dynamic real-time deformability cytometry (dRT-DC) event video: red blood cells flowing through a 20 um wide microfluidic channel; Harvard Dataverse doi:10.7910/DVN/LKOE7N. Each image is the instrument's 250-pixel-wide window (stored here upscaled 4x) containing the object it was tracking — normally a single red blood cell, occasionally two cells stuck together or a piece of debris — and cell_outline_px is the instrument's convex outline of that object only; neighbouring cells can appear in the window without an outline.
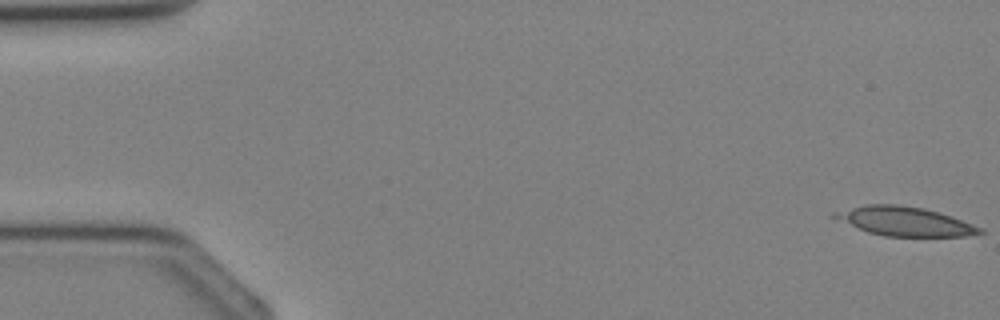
{"species": "Egyptian fruit bat (a non-hibernating species)", "species_latin": "Rousettus aegyptiacus", "temperature_condition": "cold", "stored_images_in_passage": 36, "camera_frame_rate_fps": 3000, "um_per_image_px": 0.085, "animal": {"sex": "female"}, "frame": {"image": 1, "passage_image": 1, "time_ms": 0.0, "image_size_px": [1000, 320], "cell_outline_px": [[984, 232], [964, 236], [884, 236], [868, 232], [832, 216], [832, 212], [864, 204], [896, 204], [924, 208], [952, 216], [984, 228]], "centroid_in_image_um": [76.94, 18.8], "position_along_channel_um": 8.1, "area_um2": 24.39}}
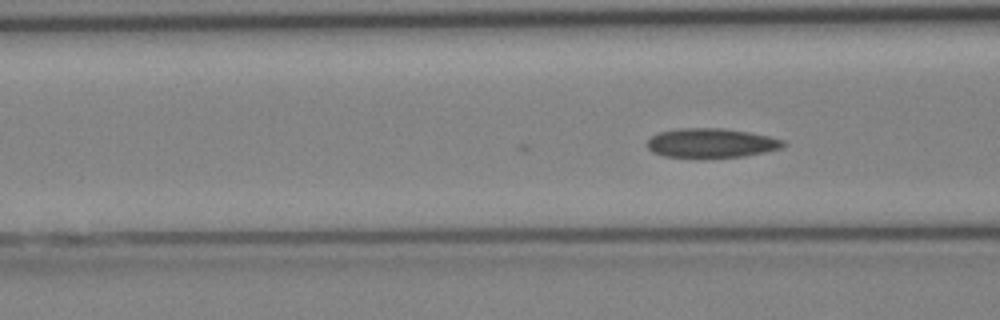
{"frame": {"image": 2, "passage_image": 14, "time_ms": 4.333, "image_size_px": [1000, 320], "cell_outline_px": [[788, 144], [784, 148], [744, 156], [704, 160], [664, 156], [652, 152], [648, 148], [648, 140], [652, 136], [660, 132], [676, 128], [724, 128], [748, 132], [768, 136], [784, 140]], "centroid_in_image_um": [60.47, 12.19], "position_along_channel_um": 106.1, "area_um2": 24.04}}
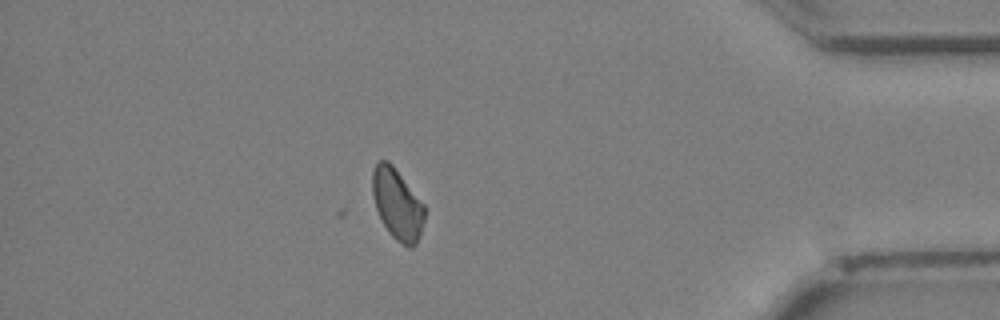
{"frame": {"image": 3, "passage_image": 32, "time_ms": 10.333, "image_size_px": [1000, 320], "cell_outline_px": [[424, 220], [420, 236], [416, 244], [412, 248], [408, 248], [396, 240], [388, 232], [376, 208], [372, 192], [372, 172], [376, 160], [388, 160], [392, 164], [424, 204]], "centroid_in_image_um": [33.76, 17.35], "position_along_channel_um": 401.4, "area_um2": 21.56}}